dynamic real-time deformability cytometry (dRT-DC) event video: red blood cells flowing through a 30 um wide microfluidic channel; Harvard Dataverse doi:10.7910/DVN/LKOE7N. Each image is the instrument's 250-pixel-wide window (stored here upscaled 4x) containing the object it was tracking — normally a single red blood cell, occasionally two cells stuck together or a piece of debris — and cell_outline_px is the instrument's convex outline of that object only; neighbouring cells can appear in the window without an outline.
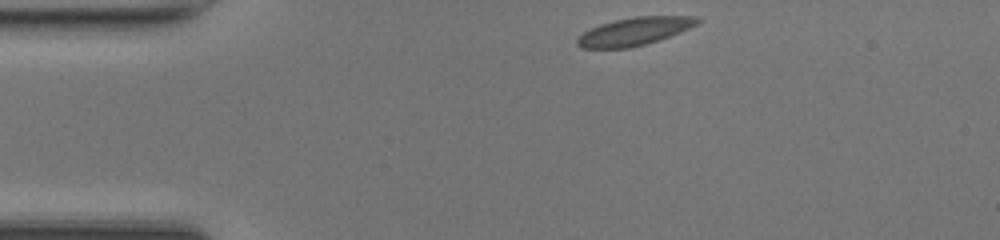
{"species": "common noctule bat (a hibernating species)", "species_latin": "Nyctalus noctula", "temperature_condition": "room temperature", "stored_images_in_passage": 41, "camera_frame_rate_fps": 3000, "um_per_image_px": 0.085, "animal": {"sex": "female", "body_mass_g": 17.0, "forearm_length_mm": 48.0}, "frame": {"image": 1, "passage_image": 1, "time_ms": 0.0, "image_size_px": [1000, 240], "cell_outline_px": [[700, 20], [696, 24], [680, 32], [644, 44], [628, 48], [580, 48], [576, 44], [576, 40], [584, 32], [600, 24], [616, 20], [636, 16], [700, 16]], "centroid_in_image_um": [53.91, 2.66], "position_along_channel_um": 31.1, "area_um2": 19.19}}
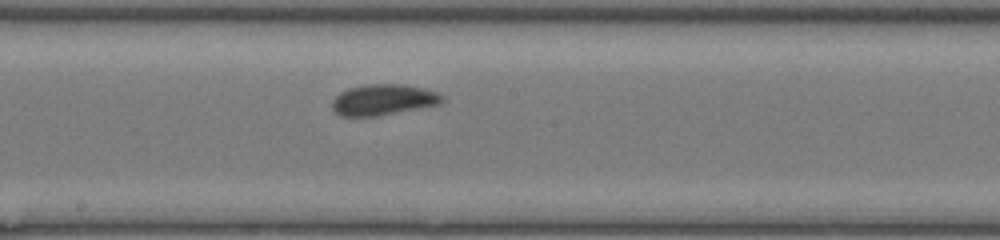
{"frame": {"image": 2, "passage_image": 18, "time_ms": 5.667, "image_size_px": [1000, 240], "cell_outline_px": [[444, 100], [440, 104], [376, 116], [340, 116], [332, 108], [332, 100], [340, 92], [348, 88], [368, 84], [404, 84], [436, 92], [444, 96]], "centroid_in_image_um": [32.56, 8.47], "position_along_channel_um": 215.6, "area_um2": 19.65}}
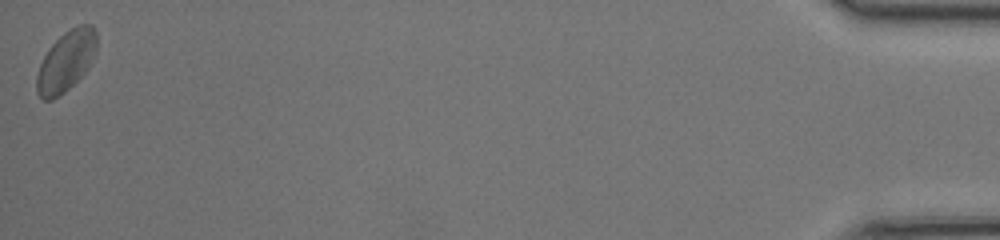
{"frame": {"image": 3, "passage_image": 41, "time_ms": 13.333, "image_size_px": [1000, 240], "cell_outline_px": [[96, 52], [88, 68], [64, 92], [52, 100], [44, 100], [36, 92], [36, 76], [40, 64], [48, 48], [64, 32], [80, 24], [92, 24], [96, 32]], "centroid_in_image_um": [5.61, 5.19], "position_along_channel_um": 429.6, "area_um2": 20.98}, "authors_computed_cell_mechanics": {"area_um2": 19.2474, "velocity_mm_per_s": 4.1468, "shape_relaxation_time_tau1_ms": 2.5216, "shape_relaxation_time_tau2_ms": null, "deformation_change_tau1": 0.0754, "deformation_change_tau2": null}}